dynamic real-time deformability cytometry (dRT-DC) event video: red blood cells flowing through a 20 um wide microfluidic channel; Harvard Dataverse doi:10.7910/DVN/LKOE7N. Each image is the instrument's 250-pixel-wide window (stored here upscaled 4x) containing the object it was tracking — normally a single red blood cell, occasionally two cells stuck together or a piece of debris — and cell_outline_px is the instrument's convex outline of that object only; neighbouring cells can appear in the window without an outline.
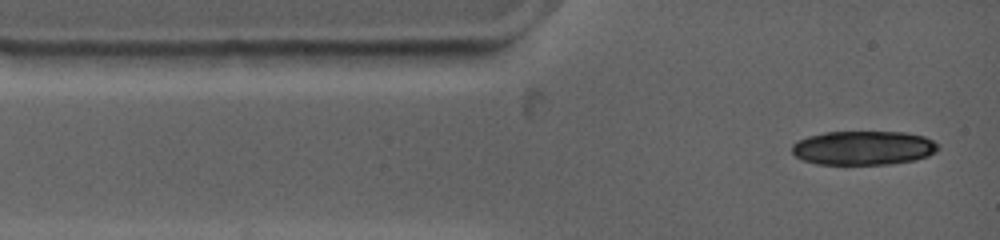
{"species": "common noctule bat (a hibernating species)", "species_latin": "Nyctalus noctula", "temperature_condition": "warm", "stored_images_in_passage": 2, "camera_frame_rate_fps": 4500, "um_per_image_px": 0.085, "animal": {"sex": "female", "body_mass_g": 19.0, "forearm_length_mm": 53.3}, "frame": {"image": 1, "passage_image": 1, "time_ms": 0.0, "image_size_px": [1000, 240], "cell_outline_px": [[940, 148], [936, 152], [928, 156], [916, 160], [888, 164], [816, 164], [804, 160], [796, 156], [792, 152], [792, 144], [796, 140], [808, 136], [824, 132], [904, 132], [924, 136], [932, 140]], "centroid_in_image_um": [73.38, 12.57], "position_along_channel_um": 11.6, "area_um2": 29.13}}